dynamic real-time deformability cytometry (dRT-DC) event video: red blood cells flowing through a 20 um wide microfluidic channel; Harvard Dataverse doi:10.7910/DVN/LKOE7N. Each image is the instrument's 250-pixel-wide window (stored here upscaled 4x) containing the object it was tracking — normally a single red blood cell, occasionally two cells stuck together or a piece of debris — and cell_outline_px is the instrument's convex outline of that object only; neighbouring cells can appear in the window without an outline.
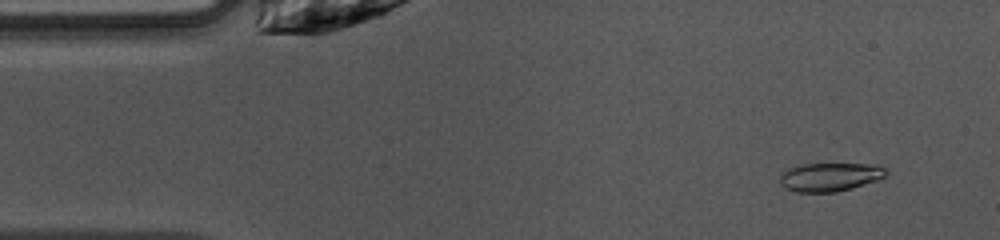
{"species": "common noctule bat (a hibernating species)", "species_latin": "Nyctalus noctula", "temperature_condition": "warm", "stored_images_in_passage": 46, "camera_frame_rate_fps": 3000, "um_per_image_px": 0.085, "animal": {"sex": "female", "body_mass_g": 10.0, "forearm_length_mm": 53.1}, "frame": {"image": 1, "passage_image": 2, "time_ms": 0.333, "image_size_px": [1000, 240], "cell_outline_px": [[888, 176], [880, 180], [852, 188], [836, 192], [796, 192], [784, 188], [780, 184], [780, 176], [788, 168], [800, 164], [880, 164], [888, 172]], "centroid_in_image_um": [70.59, 15.04], "position_along_channel_um": 14.4, "area_um2": 17.98}}
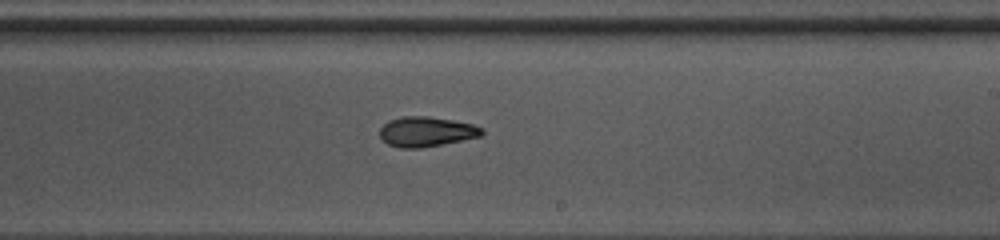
{"frame": {"image": 2, "passage_image": 25, "time_ms": 8.0, "image_size_px": [1000, 240], "cell_outline_px": [[484, 132], [480, 136], [464, 140], [420, 148], [400, 148], [388, 144], [380, 136], [380, 128], [388, 120], [400, 116], [428, 116], [452, 120], [472, 124], [484, 128]], "centroid_in_image_um": [36.24, 11.18], "position_along_channel_um": 252.8, "area_um2": 17.86}}
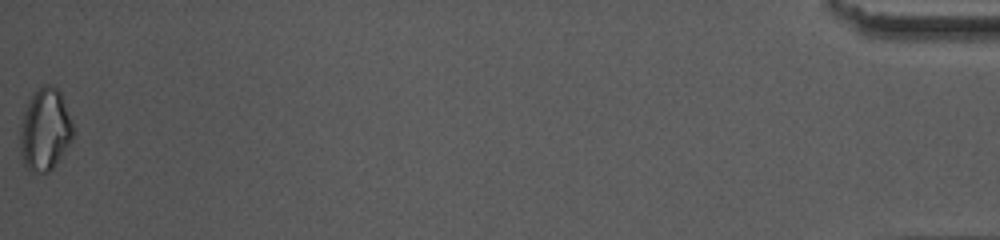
{"frame": {"image": 3, "passage_image": 46, "time_ms": 15.0, "image_size_px": [1000, 240], "cell_outline_px": [[72, 140], [52, 168], [48, 172], [32, 172], [24, 164], [20, 152], [20, 128], [24, 112], [32, 92], [44, 84], [48, 84], [56, 88], [60, 92], [72, 120]], "centroid_in_image_um": [3.81, 11.0], "position_along_channel_um": 431.4, "area_um2": 25.14}, "authors_computed_cell_mechanics": {"area_um2": 18.1492, "velocity_mm_per_s": 4.087, "shape_relaxation_time_tau1_ms": 5.0005, "shape_relaxation_time_tau2_ms": 4.4148, "deformation_change_tau1": 0.1594, "deformation_change_tau2": 0.1118}}